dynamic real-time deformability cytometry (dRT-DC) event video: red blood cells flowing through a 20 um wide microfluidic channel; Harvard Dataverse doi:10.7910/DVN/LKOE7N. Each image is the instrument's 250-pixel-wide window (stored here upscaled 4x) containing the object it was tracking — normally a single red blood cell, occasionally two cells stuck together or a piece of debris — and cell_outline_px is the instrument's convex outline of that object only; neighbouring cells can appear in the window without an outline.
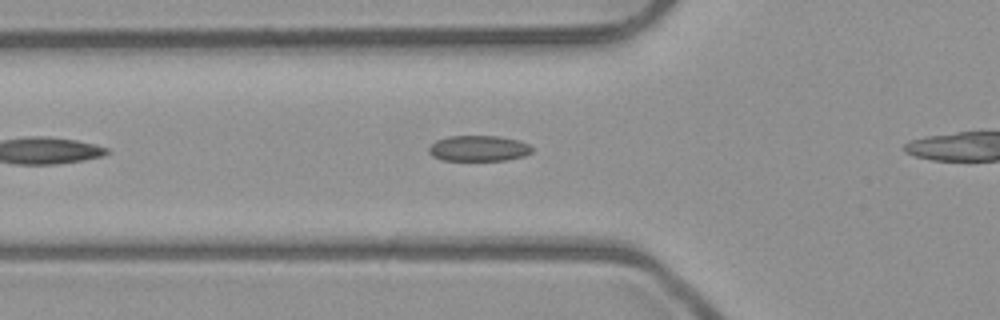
{"species": "common noctule bat (a hibernating species)", "species_latin": "Nyctalus noctula", "temperature_condition": "room temperature", "stored_images_in_passage": 8, "camera_frame_rate_fps": 3000, "um_per_image_px": 0.085, "animal": {"sex": "male", "body_mass_g": 23.1, "forearm_length_mm": 52.7}, "frame": {"image": 1, "passage_image": 3, "time_ms": 0.667, "image_size_px": [1000, 320], "cell_outline_px": [[532, 152], [524, 156], [508, 160], [444, 160], [432, 156], [428, 152], [428, 148], [436, 140], [448, 136], [500, 136], [516, 140], [528, 144], [532, 148]], "centroid_in_image_um": [40.67, 12.61], "position_along_channel_um": 85.1, "area_um2": 15.43}}
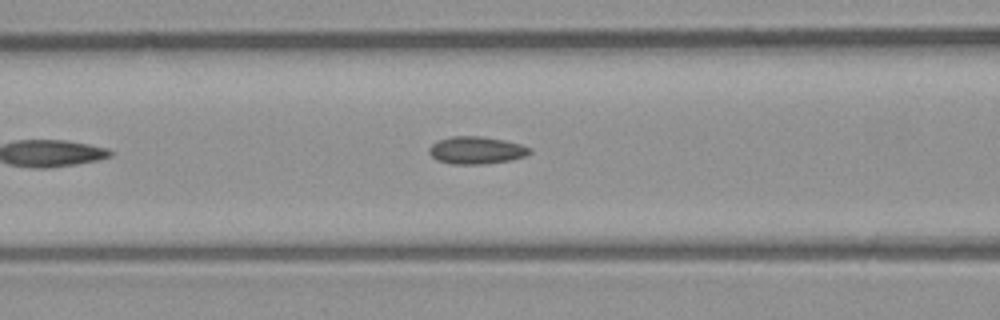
{"frame": {"image": 2, "passage_image": 6, "time_ms": 1.667, "image_size_px": [1000, 320], "cell_outline_px": [[532, 152], [524, 156], [512, 160], [484, 164], [452, 164], [436, 160], [428, 152], [428, 148], [432, 144], [440, 140], [452, 136], [480, 136], [504, 140], [520, 144], [532, 148]], "centroid_in_image_um": [40.49, 12.78], "position_along_channel_um": 126.1, "area_um2": 16.13}}